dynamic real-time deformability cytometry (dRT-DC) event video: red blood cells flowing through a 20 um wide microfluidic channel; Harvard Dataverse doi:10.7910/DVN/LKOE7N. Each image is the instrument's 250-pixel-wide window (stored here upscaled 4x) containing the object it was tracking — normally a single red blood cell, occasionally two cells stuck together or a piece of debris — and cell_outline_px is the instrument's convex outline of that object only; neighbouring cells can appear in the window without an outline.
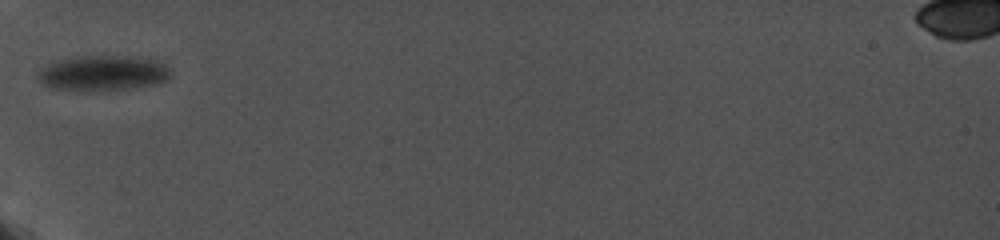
{"species": "common noctule bat (a hibernating species)", "species_latin": "Nyctalus noctula", "temperature_condition": "cold", "stored_images_in_passage": 28, "camera_frame_rate_fps": 5000, "um_per_image_px": 0.085, "animal": {"sex": "female", "body_mass_g": 19.0, "forearm_length_mm": 56.7}, "frame": {"image": 1, "passage_image": 1, "time_ms": 0.0, "image_size_px": [1000, 240], "cell_outline_px": [[172, 76], [168, 80], [152, 84], [108, 92], [84, 92], [48, 88], [40, 80], [40, 68], [48, 64], [60, 60], [84, 56], [124, 56], [156, 60], [164, 64], [172, 72]], "centroid_in_image_um": [8.76, 6.25], "position_along_channel_um": 76.2, "area_um2": 27.57}}